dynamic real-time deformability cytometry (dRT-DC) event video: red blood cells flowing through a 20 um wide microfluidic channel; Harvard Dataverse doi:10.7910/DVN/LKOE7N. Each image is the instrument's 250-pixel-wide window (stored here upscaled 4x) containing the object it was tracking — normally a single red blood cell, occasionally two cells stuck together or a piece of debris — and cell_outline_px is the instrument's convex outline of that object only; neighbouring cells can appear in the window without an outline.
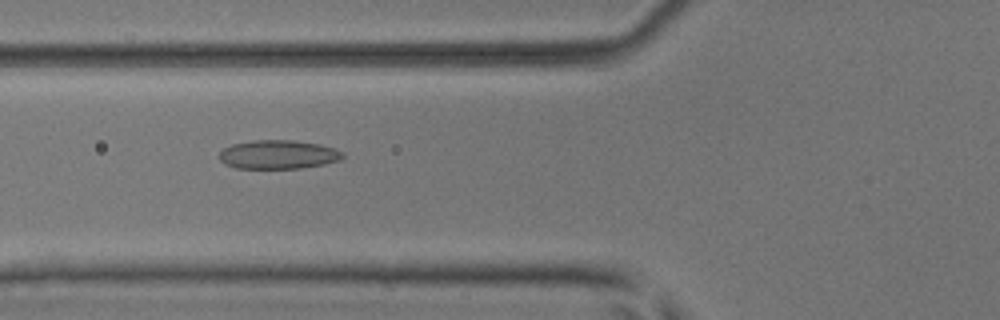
{"species": "common noctule bat (a hibernating species)", "species_latin": "Nyctalus noctula", "temperature_condition": "room temperature", "stored_images_in_passage": 43, "camera_frame_rate_fps": 3000, "um_per_image_px": 0.085, "animal": {"sex": "male", "body_mass_g": 17.9, "forearm_length_mm": 54.2}, "frame": {"image": 1, "passage_image": 17, "time_ms": 5.333, "image_size_px": [1000, 320], "cell_outline_px": [[344, 156], [340, 160], [324, 164], [300, 168], [236, 168], [224, 164], [220, 160], [220, 152], [224, 148], [232, 144], [252, 140], [292, 140], [320, 144], [336, 148], [344, 152]], "centroid_in_image_um": [23.67, 13.13], "position_along_channel_um": 102.1, "area_um2": 20.81}}
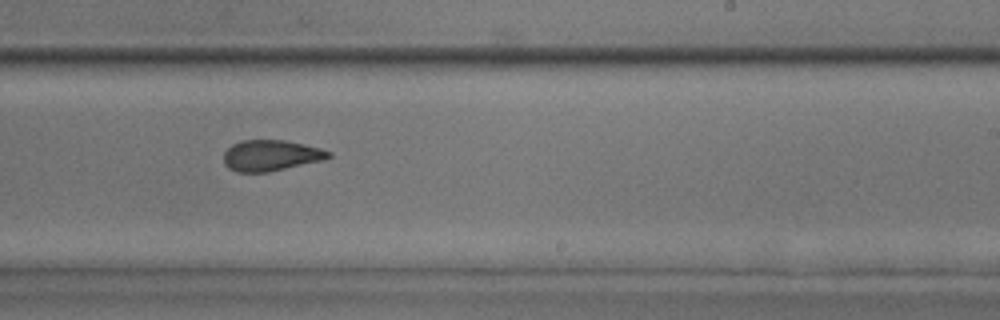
{"frame": {"image": 2, "passage_image": 29, "time_ms": 9.333, "image_size_px": [1000, 320], "cell_outline_px": [[332, 156], [324, 160], [268, 172], [236, 172], [228, 168], [224, 164], [224, 152], [232, 144], [244, 140], [284, 140], [304, 144], [320, 148], [332, 152]], "centroid_in_image_um": [23.03, 13.22], "position_along_channel_um": 266.0, "area_um2": 18.96}}
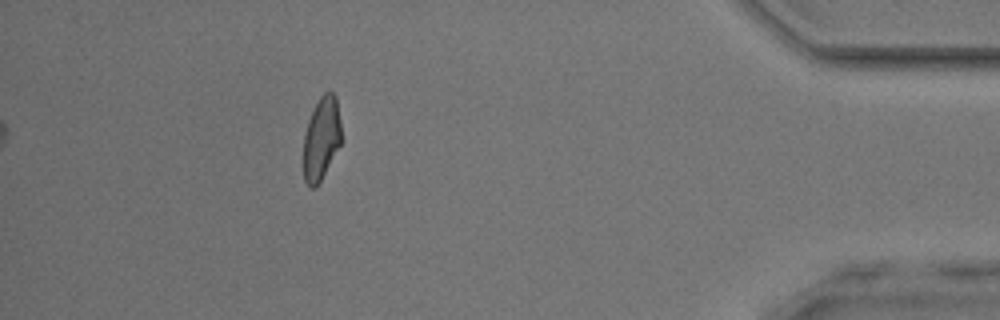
{"frame": {"image": 3, "passage_image": 43, "time_ms": 14.0, "image_size_px": [1000, 320], "cell_outline_px": [[340, 144], [316, 188], [312, 188], [304, 180], [304, 132], [308, 120], [320, 96], [324, 92], [332, 92], [336, 96], [340, 124]], "centroid_in_image_um": [27.3, 11.76], "position_along_channel_um": 407.9, "area_um2": 17.92}, "authors_computed_cell_mechanics": {"area_um2": 19.8832, "velocity_mm_per_s": 4.1084, "shape_relaxation_time_tau1_ms": 6.8865, "shape_relaxation_time_tau2_ms": 1.8571, "deformation_change_tau1": 0.1479, "deformation_change_tau2": 0.0926}}